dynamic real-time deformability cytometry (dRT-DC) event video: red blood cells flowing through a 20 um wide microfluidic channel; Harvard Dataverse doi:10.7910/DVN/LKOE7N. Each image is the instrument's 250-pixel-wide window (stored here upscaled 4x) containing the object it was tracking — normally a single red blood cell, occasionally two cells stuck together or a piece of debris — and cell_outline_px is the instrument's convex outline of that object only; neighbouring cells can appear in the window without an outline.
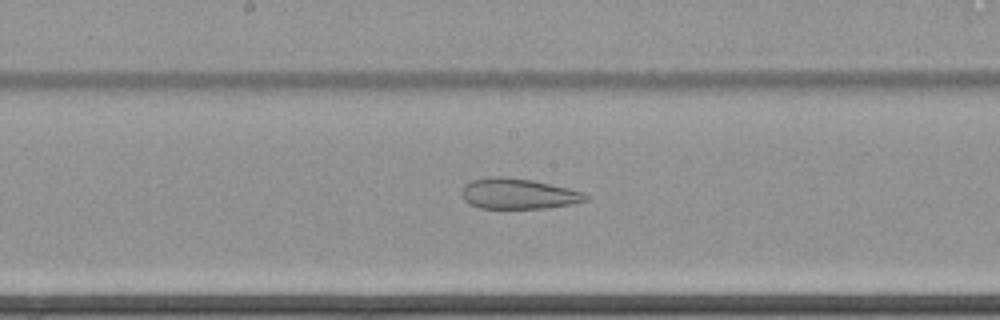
{"species": "common noctule bat (a hibernating species)", "species_latin": "Nyctalus noctula", "temperature_condition": "cold", "stored_images_in_passage": 63, "camera_frame_rate_fps": 3000, "um_per_image_px": 0.085, "animal": {"sex": "female", "body_mass_g": 22.7, "forearm_length_mm": 54.2}, "frame": {"image": 1, "passage_image": 36, "time_ms": 11.667, "image_size_px": [1000, 320], "cell_outline_px": [[588, 200], [572, 204], [548, 208], [480, 208], [468, 204], [464, 200], [464, 184], [472, 180], [492, 176], [504, 176], [532, 180], [568, 188], [584, 192], [588, 196]], "centroid_in_image_um": [44.07, 16.47], "position_along_channel_um": 204.1, "area_um2": 22.02}}
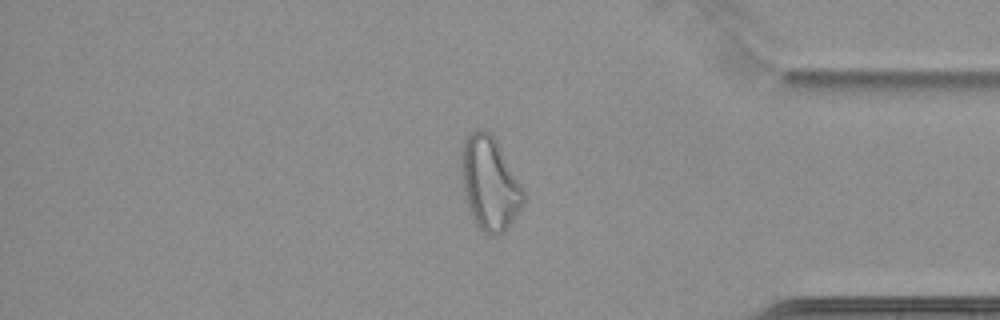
{"frame": {"image": 2, "passage_image": 54, "time_ms": 17.667, "image_size_px": [1000, 320], "cell_outline_px": [[524, 204], [508, 228], [500, 236], [488, 236], [476, 224], [472, 216], [468, 204], [460, 172], [460, 148], [468, 132], [476, 128], [484, 128], [496, 140], [520, 184], [524, 192]], "centroid_in_image_um": [41.59, 15.57], "position_along_channel_um": 393.6, "area_um2": 33.93}}